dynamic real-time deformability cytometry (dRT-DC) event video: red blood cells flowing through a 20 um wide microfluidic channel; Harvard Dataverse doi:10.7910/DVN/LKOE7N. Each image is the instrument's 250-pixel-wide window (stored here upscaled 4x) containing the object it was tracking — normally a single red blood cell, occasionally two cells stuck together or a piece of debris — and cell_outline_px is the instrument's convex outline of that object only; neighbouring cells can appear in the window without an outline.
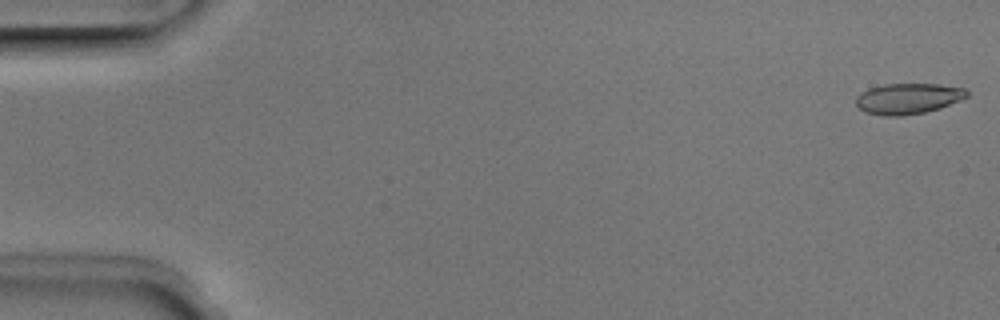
{"species": "Egyptian fruit bat (a non-hibernating species)", "species_latin": "Rousettus aegyptiacus", "temperature_condition": "room temperature", "stored_images_in_passage": 5, "camera_frame_rate_fps": 3000, "um_per_image_px": 0.085, "animal": {"sex": "male"}, "frame": {"image": 1, "passage_image": 1, "time_ms": 0.0, "image_size_px": [1000, 320], "cell_outline_px": [[968, 96], [960, 100], [940, 108], [924, 112], [904, 116], [884, 116], [864, 112], [856, 104], [856, 96], [860, 92], [868, 88], [884, 84], [940, 84], [964, 88], [968, 92]], "centroid_in_image_um": [77.16, 8.38], "position_along_channel_um": 7.8, "area_um2": 20.0}}
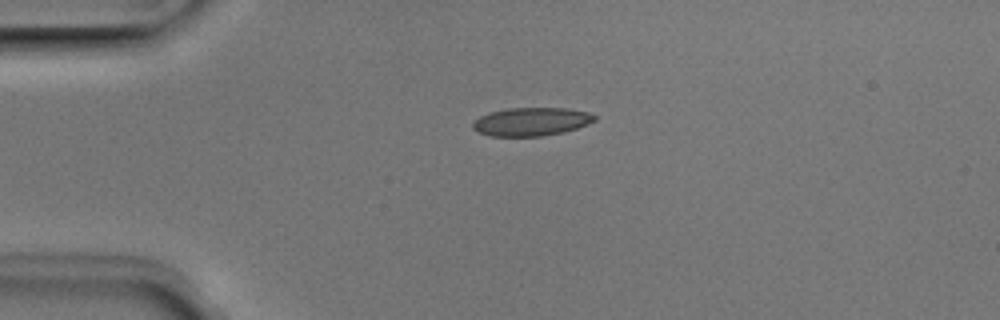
{"frame": {"image": 2, "passage_image": 4, "time_ms": 1.0, "image_size_px": [1000, 320], "cell_outline_px": [[596, 120], [588, 124], [564, 132], [540, 136], [492, 136], [480, 132], [472, 128], [472, 124], [480, 116], [488, 112], [508, 108], [568, 108], [588, 112], [596, 116]], "centroid_in_image_um": [45.17, 10.33], "position_along_channel_um": 39.8, "area_um2": 20.06}}